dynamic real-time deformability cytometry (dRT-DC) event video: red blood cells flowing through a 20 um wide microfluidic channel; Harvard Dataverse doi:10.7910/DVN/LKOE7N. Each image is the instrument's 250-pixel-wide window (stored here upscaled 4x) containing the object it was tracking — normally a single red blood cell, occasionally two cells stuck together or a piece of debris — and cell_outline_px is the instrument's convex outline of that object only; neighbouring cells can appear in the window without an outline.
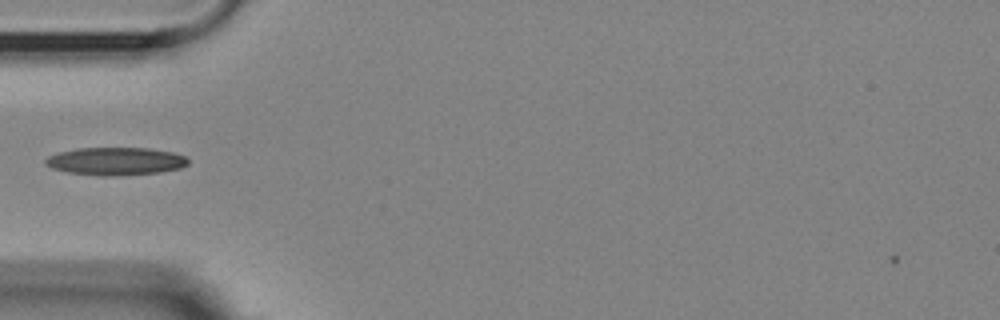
{"species": "Egyptian fruit bat (a non-hibernating species)", "species_latin": "Rousettus aegyptiacus", "temperature_condition": "room temperature", "stored_images_in_passage": 40, "camera_frame_rate_fps": 3000, "um_per_image_px": 0.085, "animal": {"sex": "female"}, "frame": {"image": 1, "passage_image": 3, "time_ms": 0.667, "image_size_px": [1000, 320], "cell_outline_px": [[188, 164], [180, 168], [160, 172], [112, 176], [96, 176], [68, 172], [52, 168], [44, 164], [44, 160], [48, 156], [56, 152], [80, 148], [148, 148], [172, 152], [184, 156], [188, 160]], "centroid_in_image_um": [9.78, 13.7], "position_along_channel_um": 75.2, "area_um2": 23.18}}
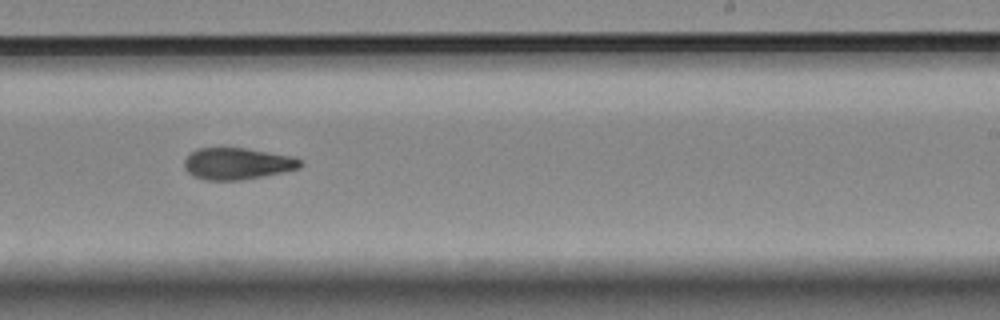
{"frame": {"image": 2, "passage_image": 19, "time_ms": 6.0, "image_size_px": [1000, 320], "cell_outline_px": [[304, 164], [300, 168], [264, 176], [240, 180], [204, 180], [192, 176], [184, 168], [184, 160], [196, 148], [244, 148], [292, 156], [300, 160]], "centroid_in_image_um": [20.15, 13.92], "position_along_channel_um": 268.8, "area_um2": 21.39}}
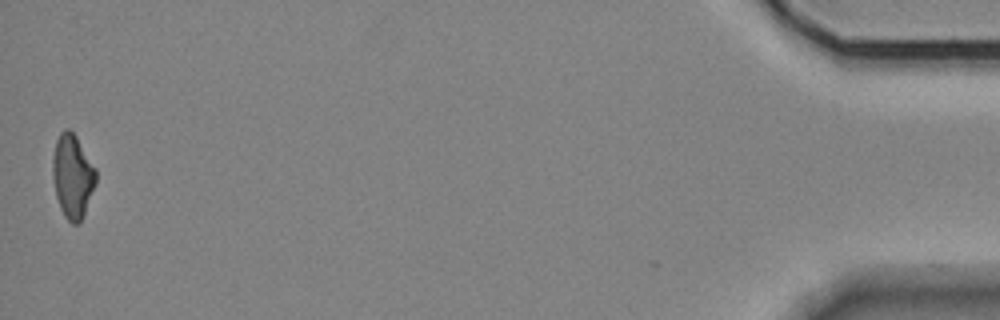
{"frame": {"image": 3, "passage_image": 40, "time_ms": 13.0, "image_size_px": [1000, 320], "cell_outline_px": [[96, 184], [84, 216], [80, 224], [72, 224], [64, 216], [60, 208], [56, 196], [52, 172], [52, 160], [56, 140], [60, 132], [64, 128], [68, 128], [76, 136], [96, 168]], "centroid_in_image_um": [6.17, 14.99], "position_along_channel_um": 429.0, "area_um2": 21.33}, "authors_computed_cell_mechanics": {"area_um2": 21.3282, "velocity_mm_per_s": 3.6102, "shape_relaxation_time_tau1_ms": 8.8145, "shape_relaxation_time_tau2_ms": 5.3859, "deformation_change_tau1": 0.2303, "deformation_change_tau2": 0.144}}